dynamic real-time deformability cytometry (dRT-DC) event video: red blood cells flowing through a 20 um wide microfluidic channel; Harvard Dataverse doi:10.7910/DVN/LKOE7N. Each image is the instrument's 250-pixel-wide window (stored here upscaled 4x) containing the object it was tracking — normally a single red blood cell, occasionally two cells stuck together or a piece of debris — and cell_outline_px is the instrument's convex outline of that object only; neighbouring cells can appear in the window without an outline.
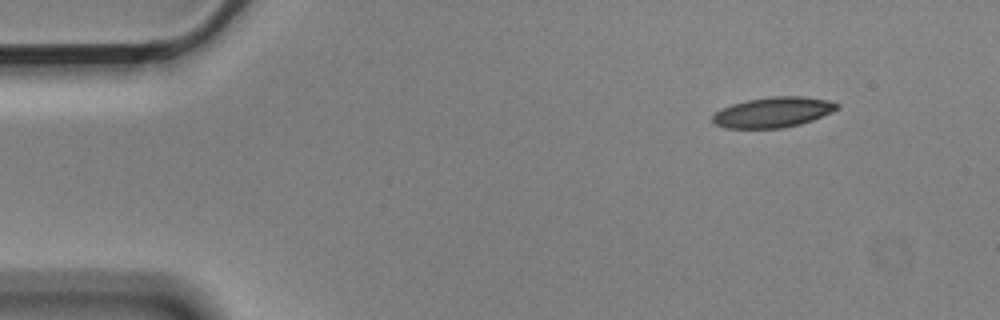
{"species": "Egyptian fruit bat (a non-hibernating species)", "species_latin": "Rousettus aegyptiacus", "temperature_condition": "cold", "stored_images_in_passage": 5, "camera_frame_rate_fps": 3000, "um_per_image_px": 0.085, "animal": {"sex": "male"}, "frame": {"image": 1, "passage_image": 1, "time_ms": 0.0, "image_size_px": [1000, 320], "cell_outline_px": [[840, 108], [832, 112], [812, 120], [800, 124], [780, 128], [724, 128], [716, 124], [712, 120], [712, 116], [720, 108], [732, 104], [748, 100], [772, 96], [804, 96], [828, 100], [840, 104]], "centroid_in_image_um": [65.72, 9.53], "position_along_channel_um": 19.3, "area_um2": 22.02}}
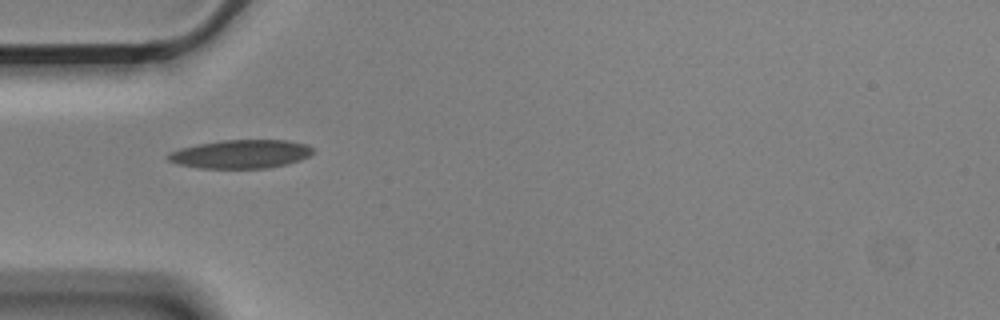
{"frame": {"image": 2, "passage_image": 4, "time_ms": 1.0, "image_size_px": [1000, 320], "cell_outline_px": [[316, 152], [300, 160], [288, 164], [268, 168], [200, 168], [176, 164], [168, 160], [164, 156], [168, 152], [180, 148], [220, 140], [288, 140], [308, 144]], "centroid_in_image_um": [20.47, 13.09], "position_along_channel_um": 64.5, "area_um2": 24.39}}
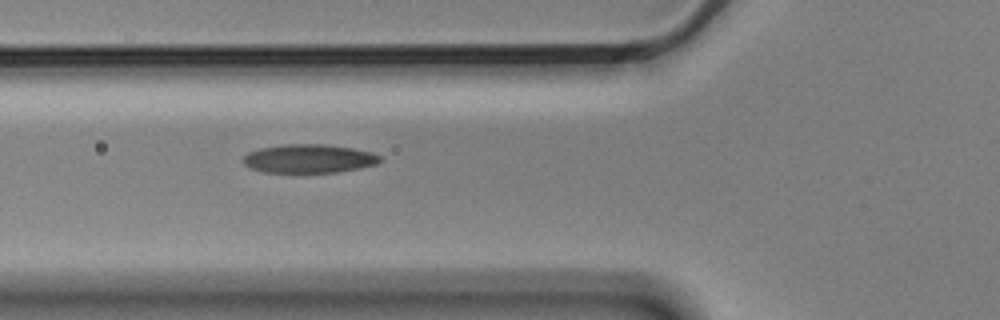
{"frame": {"image": 3, "passage_image": 5, "time_ms": 1.333, "image_size_px": [1000, 320], "cell_outline_px": [[380, 160], [376, 164], [336, 172], [264, 172], [252, 168], [244, 164], [244, 156], [248, 152], [260, 148], [288, 144], [324, 144], [352, 148], [372, 152], [380, 156]], "centroid_in_image_um": [26.25, 13.47], "position_along_channel_um": 99.6, "area_um2": 22.48}}